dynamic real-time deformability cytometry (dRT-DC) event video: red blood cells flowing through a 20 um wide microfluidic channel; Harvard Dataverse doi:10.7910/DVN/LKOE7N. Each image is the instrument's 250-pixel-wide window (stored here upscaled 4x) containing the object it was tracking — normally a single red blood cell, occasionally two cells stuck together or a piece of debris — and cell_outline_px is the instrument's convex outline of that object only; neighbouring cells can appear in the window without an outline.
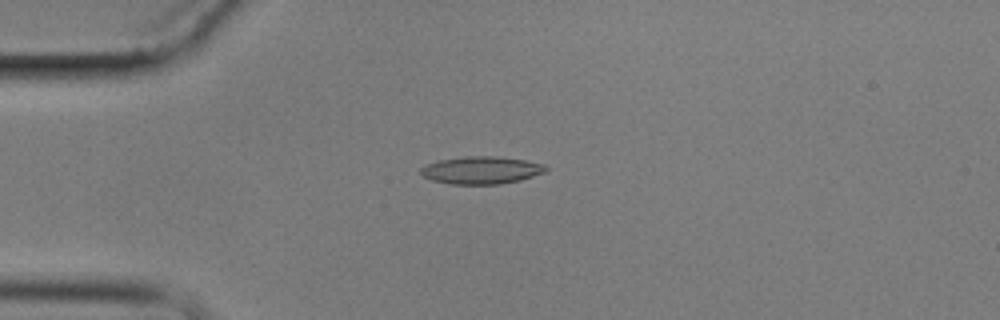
{"species": "common noctule bat (a hibernating species)", "species_latin": "Nyctalus noctula", "temperature_condition": "cold", "stored_images_in_passage": 7, "camera_frame_rate_fps": 3000, "um_per_image_px": 0.085, "animal": {"sex": "male", "body_mass_g": 17.9}, "frame": {"image": 1, "passage_image": 4, "time_ms": 3.667, "image_size_px": [1000, 320], "cell_outline_px": [[548, 168], [544, 172], [520, 180], [500, 184], [448, 184], [432, 180], [424, 176], [420, 172], [420, 168], [424, 164], [436, 160], [464, 156], [496, 156], [524, 160], [544, 164]], "centroid_in_image_um": [40.86, 14.46], "position_along_channel_um": 44.1, "area_um2": 20.17}}
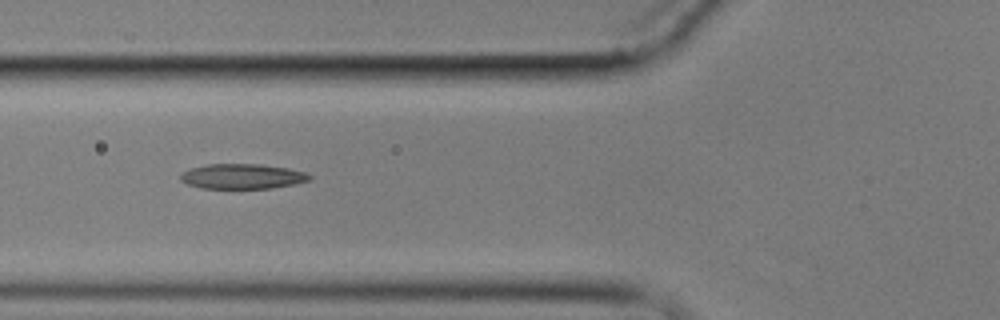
{"frame": {"image": 2, "passage_image": 6, "time_ms": 6.0, "image_size_px": [1000, 320], "cell_outline_px": [[312, 180], [272, 188], [200, 188], [188, 184], [180, 180], [180, 176], [184, 172], [192, 168], [208, 164], [260, 164], [288, 168], [308, 172], [312, 176]], "centroid_in_image_um": [20.65, 14.99], "position_along_channel_um": 105.2, "area_um2": 18.79}}
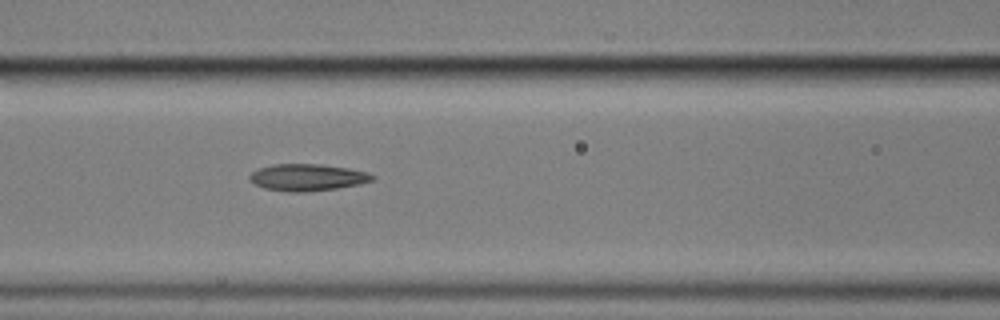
{"frame": {"image": 3, "passage_image": 7, "time_ms": 7.0, "image_size_px": [1000, 320], "cell_outline_px": [[376, 180], [360, 184], [336, 188], [304, 192], [288, 192], [264, 188], [256, 184], [248, 176], [252, 172], [260, 168], [272, 164], [320, 164], [348, 168], [368, 172], [376, 176]], "centroid_in_image_um": [26.18, 15.07], "position_along_channel_um": 140.4, "area_um2": 19.19}}